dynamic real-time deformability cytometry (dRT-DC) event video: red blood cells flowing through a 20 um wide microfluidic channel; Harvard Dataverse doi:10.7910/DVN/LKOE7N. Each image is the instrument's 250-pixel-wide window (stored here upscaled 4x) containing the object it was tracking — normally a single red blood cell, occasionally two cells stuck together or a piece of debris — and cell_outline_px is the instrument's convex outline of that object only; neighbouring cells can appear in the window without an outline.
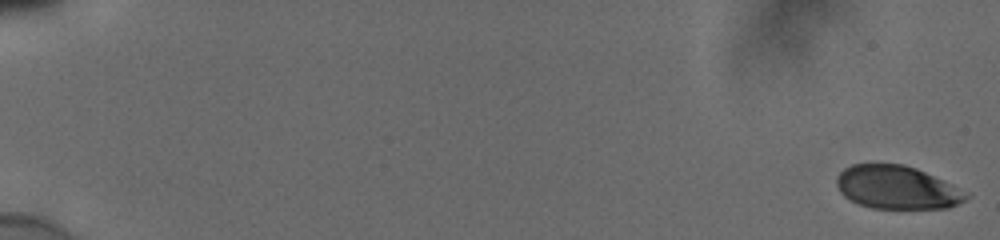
{"species": "human", "species_latin": "Homo sapiens", "temperature_condition": "cold", "stored_images_in_passage": 56, "camera_frame_rate_fps": 3000, "um_per_image_px": 0.085, "donor": {"sex": "male"}, "frame": {"image": 1, "passage_image": 1, "time_ms": 0.0, "image_size_px": [1000, 240], "cell_outline_px": [[972, 196], [948, 208], [872, 208], [860, 204], [844, 196], [840, 192], [836, 184], [836, 176], [844, 168], [852, 164], [904, 164], [916, 168], [952, 184], [968, 192]], "centroid_in_image_um": [76.25, 15.92], "position_along_channel_um": 8.8, "area_um2": 32.6}}
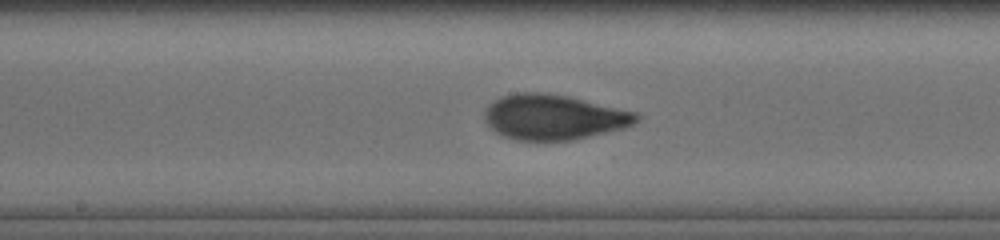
{"frame": {"image": 2, "passage_image": 32, "time_ms": 10.333, "image_size_px": [1000, 240], "cell_outline_px": [[640, 116], [632, 124], [624, 128], [572, 140], [516, 140], [504, 136], [496, 132], [484, 120], [484, 112], [488, 104], [504, 96], [516, 92], [540, 92], [568, 96], [636, 112]], "centroid_in_image_um": [47.04, 9.95], "position_along_channel_um": 201.2, "area_um2": 39.65}}
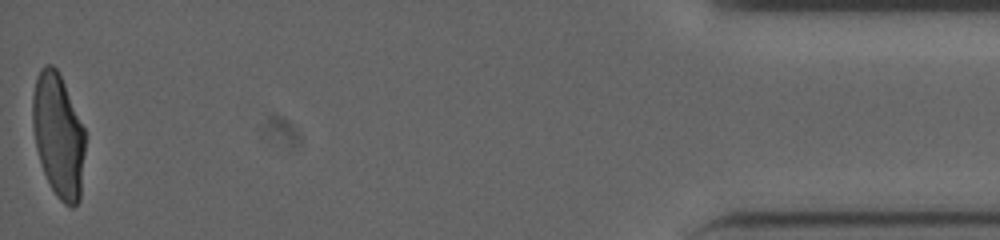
{"frame": {"image": 3, "passage_image": 56, "time_ms": 18.333, "image_size_px": [1000, 240], "cell_outline_px": [[84, 152], [80, 200], [72, 208], [64, 204], [56, 196], [44, 172], [36, 148], [32, 128], [32, 96], [36, 76], [40, 68], [44, 64], [52, 64], [56, 68], [64, 84], [84, 128]], "centroid_in_image_um": [4.93, 11.5], "position_along_channel_um": 430.3, "area_um2": 37.74}, "authors_computed_cell_mechanics": {"area_um2": 37.7145, "velocity_mm_per_s": 3.8703, "shape_relaxation_time_tau1_ms": 4.395, "shape_relaxation_time_tau2_ms": 0.7538, "deformation_change_tau1": 0.1753, "deformation_change_tau2": 0.0549}}